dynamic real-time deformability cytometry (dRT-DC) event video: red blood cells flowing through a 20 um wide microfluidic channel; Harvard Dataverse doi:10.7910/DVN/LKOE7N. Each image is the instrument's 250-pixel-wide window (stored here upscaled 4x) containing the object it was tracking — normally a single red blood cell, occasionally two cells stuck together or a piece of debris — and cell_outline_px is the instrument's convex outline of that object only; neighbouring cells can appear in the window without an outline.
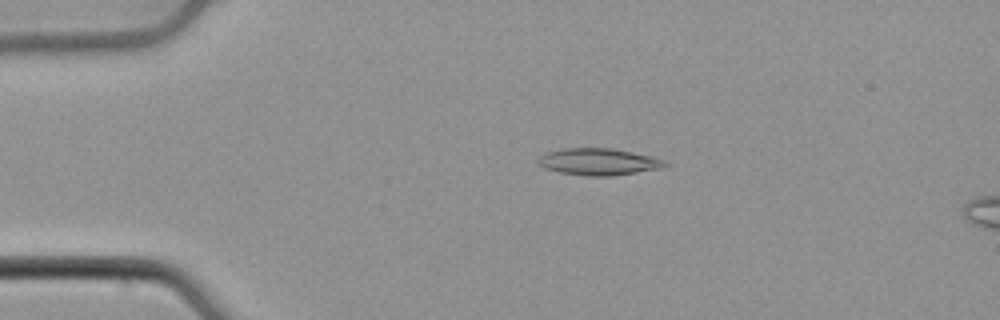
{"species": "common noctule bat (a hibernating species)", "species_latin": "Nyctalus noctula", "temperature_condition": "cold", "stored_images_in_passage": 54, "camera_frame_rate_fps": 3000, "um_per_image_px": 0.085, "animal": {"sex": "male", "body_mass_g": 21.5, "forearm_length_mm": 52.0}, "frame": {"image": 1, "passage_image": 12, "time_ms": 3.667, "image_size_px": [1000, 320], "cell_outline_px": [[668, 164], [660, 168], [612, 176], [584, 176], [560, 172], [544, 168], [536, 164], [536, 160], [540, 156], [548, 152], [564, 148], [612, 148], [652, 156], [664, 160]], "centroid_in_image_um": [50.83, 13.75], "position_along_channel_um": 34.2, "area_um2": 19.83}}
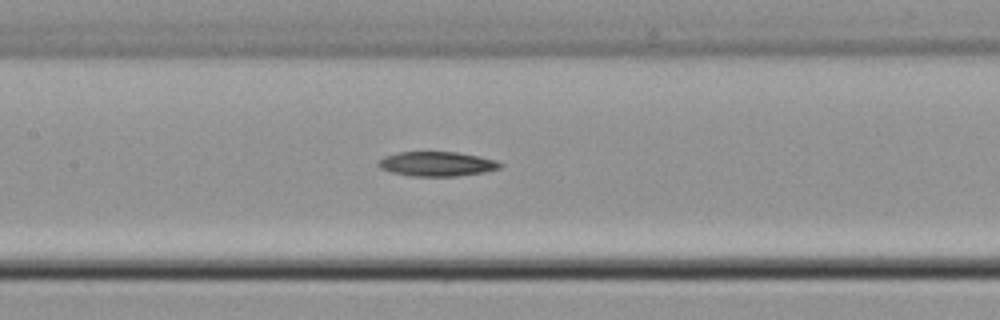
{"frame": {"image": 2, "passage_image": 26, "time_ms": 8.333, "image_size_px": [1000, 320], "cell_outline_px": [[504, 164], [500, 168], [484, 172], [456, 176], [412, 176], [392, 172], [380, 168], [376, 164], [384, 156], [400, 152], [456, 152], [496, 160]], "centroid_in_image_um": [37.13, 13.93], "position_along_channel_um": 170.3, "area_um2": 17.28}}
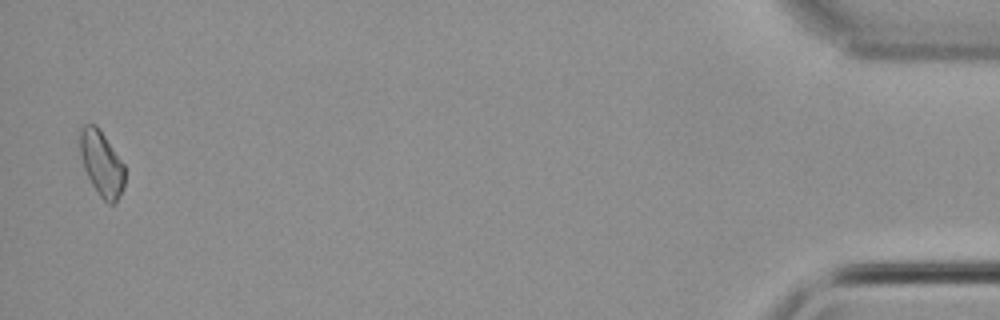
{"frame": {"image": 3, "passage_image": 53, "time_ms": 17.333, "image_size_px": [1000, 320], "cell_outline_px": [[124, 188], [116, 204], [108, 204], [100, 196], [92, 184], [84, 168], [80, 152], [80, 128], [84, 124], [96, 124], [124, 164]], "centroid_in_image_um": [8.65, 13.92], "position_along_channel_um": 426.6, "area_um2": 16.94}}